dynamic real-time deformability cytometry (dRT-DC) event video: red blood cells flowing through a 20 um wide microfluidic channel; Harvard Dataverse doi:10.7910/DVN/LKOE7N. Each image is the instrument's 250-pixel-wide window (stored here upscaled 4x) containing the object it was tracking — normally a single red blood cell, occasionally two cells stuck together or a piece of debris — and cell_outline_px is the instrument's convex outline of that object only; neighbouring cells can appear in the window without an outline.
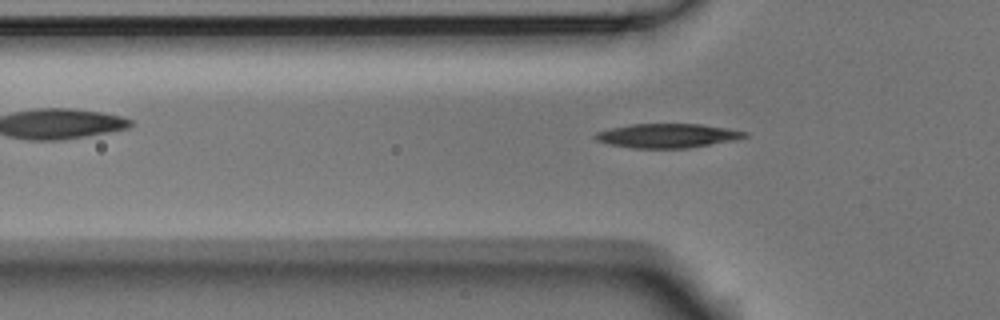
{"species": "Egyptian fruit bat (a non-hibernating species)", "species_latin": "Rousettus aegyptiacus", "temperature_condition": "room temperature", "stored_images_in_passage": 4, "camera_frame_rate_fps": 3000, "um_per_image_px": 0.085, "animal": {"sex": "male"}, "frame": {"image": 1, "passage_image": 4, "time_ms": 1.0, "image_size_px": [1000, 320], "cell_outline_px": [[748, 136], [736, 140], [688, 148], [632, 148], [608, 144], [596, 140], [592, 136], [596, 132], [612, 128], [632, 124], [700, 124], [728, 128], [748, 132]], "centroid_in_image_um": [56.74, 11.54], "position_along_channel_um": 69.1, "area_um2": 21.1}}